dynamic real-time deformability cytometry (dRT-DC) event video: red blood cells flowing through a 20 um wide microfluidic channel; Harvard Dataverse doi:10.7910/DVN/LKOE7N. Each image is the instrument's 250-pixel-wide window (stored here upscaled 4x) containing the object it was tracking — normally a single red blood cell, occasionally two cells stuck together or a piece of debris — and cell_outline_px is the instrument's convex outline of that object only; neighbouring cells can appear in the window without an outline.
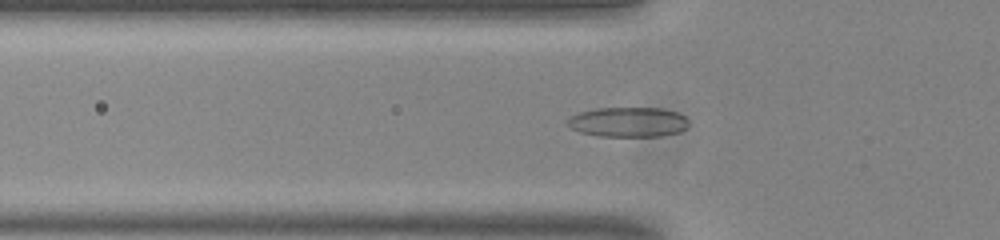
{"species": "common noctule bat (a hibernating species)", "species_latin": "Nyctalus noctula", "temperature_condition": "room temperature", "stored_images_in_passage": 48, "camera_frame_rate_fps": 3000, "um_per_image_px": 0.085, "animal": {"sex": "male", "body_mass_g": 20.0, "forearm_length_mm": 53.3}, "frame": {"image": 1, "passage_image": 12, "time_ms": 3.667, "image_size_px": [1000, 240], "cell_outline_px": [[688, 128], [680, 132], [660, 136], [600, 136], [580, 132], [572, 128], [568, 124], [568, 116], [580, 112], [596, 108], [660, 108], [676, 112], [684, 116], [688, 120]], "centroid_in_image_um": [53.41, 10.37], "position_along_channel_um": 72.4, "area_um2": 21.1}}
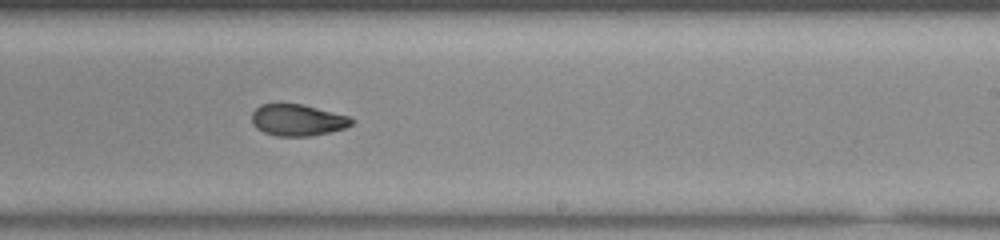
{"frame": {"image": 2, "passage_image": 27, "time_ms": 8.667, "image_size_px": [1000, 240], "cell_outline_px": [[356, 120], [352, 124], [344, 128], [328, 132], [308, 136], [276, 136], [264, 132], [256, 128], [252, 124], [252, 112], [260, 104], [276, 100], [280, 100], [304, 104], [348, 116]], "centroid_in_image_um": [25.23, 10.15], "position_along_channel_um": 263.8, "area_um2": 19.02}}
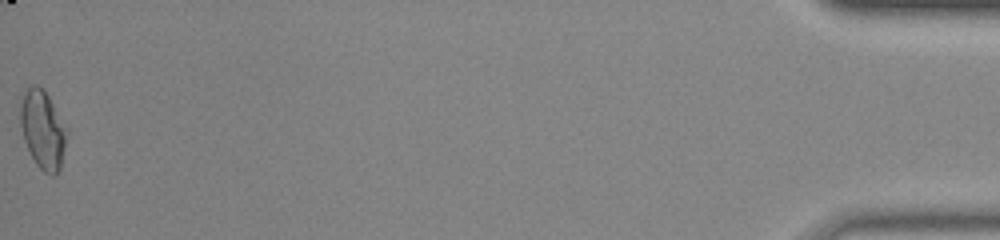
{"frame": {"image": 3, "passage_image": 48, "time_ms": 15.667, "image_size_px": [1000, 240], "cell_outline_px": [[68, 132], [60, 168], [52, 176], [44, 172], [36, 164], [24, 140], [20, 124], [20, 108], [24, 92], [28, 88], [36, 84], [48, 96], [68, 128]], "centroid_in_image_um": [3.65, 11.03], "position_along_channel_um": 431.6, "area_um2": 20.92}, "authors_computed_cell_mechanics": {"area_um2": 19.3919, "velocity_mm_per_s": 3.8165, "shape_relaxation_time_tau1_ms": null, "shape_relaxation_time_tau2_ms": 1.7949, "deformation_change_tau1": null, "deformation_change_tau2": 0.073}}